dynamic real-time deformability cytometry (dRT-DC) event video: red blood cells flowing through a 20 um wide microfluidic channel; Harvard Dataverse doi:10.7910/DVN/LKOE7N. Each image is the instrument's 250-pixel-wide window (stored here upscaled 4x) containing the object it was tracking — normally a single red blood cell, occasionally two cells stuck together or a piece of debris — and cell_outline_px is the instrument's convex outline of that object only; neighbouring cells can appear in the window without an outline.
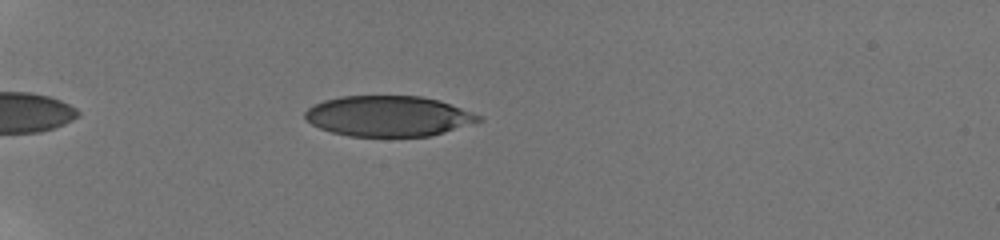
{"species": "human", "species_latin": "Homo sapiens", "temperature_condition": "room temperature", "stored_images_in_passage": 49, "camera_frame_rate_fps": 3000, "um_per_image_px": 0.085, "donor": {"sex": "male"}, "frame": {"image": 1, "passage_image": 8, "time_ms": 1.667, "image_size_px": [1000, 240], "cell_outline_px": [[484, 120], [432, 136], [348, 136], [332, 132], [320, 128], [312, 124], [304, 116], [304, 112], [312, 104], [324, 100], [340, 96], [420, 96], [440, 100], [484, 116]], "centroid_in_image_um": [33.04, 9.86], "position_along_channel_um": 52.0, "area_um2": 41.21}}
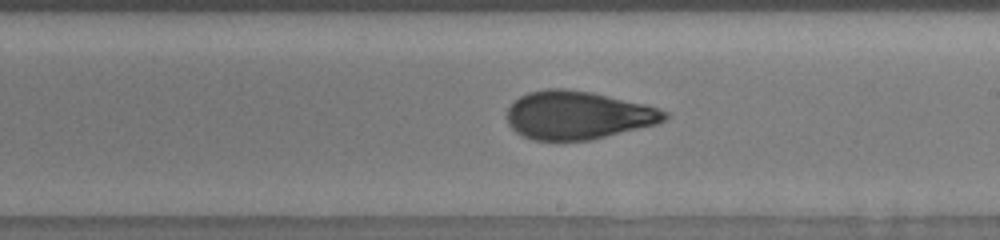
{"frame": {"image": 2, "passage_image": 29, "time_ms": 7.667, "image_size_px": [1000, 240], "cell_outline_px": [[668, 116], [664, 120], [656, 124], [592, 140], [532, 140], [516, 132], [508, 124], [504, 116], [508, 108], [520, 96], [528, 92], [544, 88], [568, 88], [592, 92], [644, 104], [668, 112]], "centroid_in_image_um": [49.07, 9.78], "position_along_channel_um": 239.9, "area_um2": 44.45}}
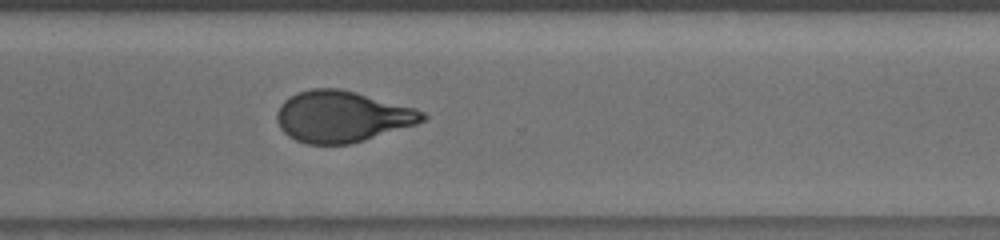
{"frame": {"image": 3, "passage_image": 39, "time_ms": 10.333, "image_size_px": [1000, 240], "cell_outline_px": [[428, 116], [424, 120], [416, 124], [364, 140], [348, 144], [308, 144], [296, 140], [288, 136], [280, 128], [276, 120], [276, 112], [280, 104], [284, 100], [296, 92], [312, 88], [340, 88], [356, 92], [416, 108], [424, 112]], "centroid_in_image_um": [29.05, 9.89], "position_along_channel_um": 341.6, "area_um2": 43.58}, "authors_computed_cell_mechanics": {"area_um2": 44.0436, "velocity_mm_per_s": 3.8183, "shape_relaxation_time_tau1_ms": 7.3842, "shape_relaxation_time_tau2_ms": 0.9774, "deformation_change_tau1": 0.2322, "deformation_change_tau2": 0.0677}}